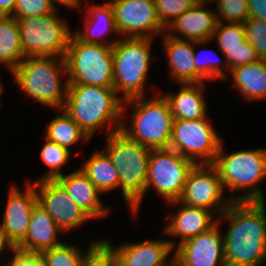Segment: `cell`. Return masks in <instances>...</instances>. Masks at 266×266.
I'll list each match as a JSON object with an SVG mask.
<instances>
[{"mask_svg": "<svg viewBox=\"0 0 266 266\" xmlns=\"http://www.w3.org/2000/svg\"><path fill=\"white\" fill-rule=\"evenodd\" d=\"M241 95L251 101L266 98V60L240 65L229 70Z\"/></svg>", "mask_w": 266, "mask_h": 266, "instance_id": "cell-25", "label": "cell"}, {"mask_svg": "<svg viewBox=\"0 0 266 266\" xmlns=\"http://www.w3.org/2000/svg\"><path fill=\"white\" fill-rule=\"evenodd\" d=\"M243 25L246 40L255 49L259 59L266 60V22L249 17Z\"/></svg>", "mask_w": 266, "mask_h": 266, "instance_id": "cell-35", "label": "cell"}, {"mask_svg": "<svg viewBox=\"0 0 266 266\" xmlns=\"http://www.w3.org/2000/svg\"><path fill=\"white\" fill-rule=\"evenodd\" d=\"M116 261L112 247L105 240H97L91 242L81 266H113Z\"/></svg>", "mask_w": 266, "mask_h": 266, "instance_id": "cell-34", "label": "cell"}, {"mask_svg": "<svg viewBox=\"0 0 266 266\" xmlns=\"http://www.w3.org/2000/svg\"><path fill=\"white\" fill-rule=\"evenodd\" d=\"M206 52V51H205ZM208 53L212 52L211 50L207 51ZM217 58V57H216ZM194 65H195V70L206 80V79H216V78H221L223 79H227V76L224 74L223 70L220 68L221 67V63H220V59H216L215 61L212 59H208L206 61V59L203 61L201 60L200 57V52L197 54L195 49H194ZM203 61V62H202ZM214 61V62H213Z\"/></svg>", "mask_w": 266, "mask_h": 266, "instance_id": "cell-38", "label": "cell"}, {"mask_svg": "<svg viewBox=\"0 0 266 266\" xmlns=\"http://www.w3.org/2000/svg\"><path fill=\"white\" fill-rule=\"evenodd\" d=\"M61 71L67 74L64 57L31 56L26 57L12 75L17 85L34 101L60 111L65 105L69 85L65 80L62 86Z\"/></svg>", "mask_w": 266, "mask_h": 266, "instance_id": "cell-4", "label": "cell"}, {"mask_svg": "<svg viewBox=\"0 0 266 266\" xmlns=\"http://www.w3.org/2000/svg\"><path fill=\"white\" fill-rule=\"evenodd\" d=\"M224 188L213 164H196L189 172L179 202L212 211L220 216L232 202L224 197ZM225 199V200H224Z\"/></svg>", "mask_w": 266, "mask_h": 266, "instance_id": "cell-12", "label": "cell"}, {"mask_svg": "<svg viewBox=\"0 0 266 266\" xmlns=\"http://www.w3.org/2000/svg\"><path fill=\"white\" fill-rule=\"evenodd\" d=\"M61 232L63 233L52 217L36 203L31 211L27 234L16 248L42 253L63 243L56 239Z\"/></svg>", "mask_w": 266, "mask_h": 266, "instance_id": "cell-21", "label": "cell"}, {"mask_svg": "<svg viewBox=\"0 0 266 266\" xmlns=\"http://www.w3.org/2000/svg\"><path fill=\"white\" fill-rule=\"evenodd\" d=\"M156 13L162 26L166 28L177 17L189 10L199 0H154Z\"/></svg>", "mask_w": 266, "mask_h": 266, "instance_id": "cell-33", "label": "cell"}, {"mask_svg": "<svg viewBox=\"0 0 266 266\" xmlns=\"http://www.w3.org/2000/svg\"><path fill=\"white\" fill-rule=\"evenodd\" d=\"M119 35L149 38L166 30L158 19L154 0L110 1Z\"/></svg>", "mask_w": 266, "mask_h": 266, "instance_id": "cell-13", "label": "cell"}, {"mask_svg": "<svg viewBox=\"0 0 266 266\" xmlns=\"http://www.w3.org/2000/svg\"><path fill=\"white\" fill-rule=\"evenodd\" d=\"M123 103L122 116L125 114L126 104H133L134 112L132 125L128 128L122 123L120 129L122 132L135 142L150 149L169 148L174 118L169 102L164 95L150 100L136 97L125 100Z\"/></svg>", "mask_w": 266, "mask_h": 266, "instance_id": "cell-6", "label": "cell"}, {"mask_svg": "<svg viewBox=\"0 0 266 266\" xmlns=\"http://www.w3.org/2000/svg\"><path fill=\"white\" fill-rule=\"evenodd\" d=\"M46 138L71 151L70 147L80 139L86 141L88 135L79 125L63 110L62 115H57L47 126Z\"/></svg>", "mask_w": 266, "mask_h": 266, "instance_id": "cell-28", "label": "cell"}, {"mask_svg": "<svg viewBox=\"0 0 266 266\" xmlns=\"http://www.w3.org/2000/svg\"><path fill=\"white\" fill-rule=\"evenodd\" d=\"M205 2V0H199L165 28L180 33L182 38L172 31L169 33L168 30L166 35L183 40L186 38V40L191 41L211 40L213 32L217 27L218 19L217 14L213 11L204 9Z\"/></svg>", "mask_w": 266, "mask_h": 266, "instance_id": "cell-19", "label": "cell"}, {"mask_svg": "<svg viewBox=\"0 0 266 266\" xmlns=\"http://www.w3.org/2000/svg\"><path fill=\"white\" fill-rule=\"evenodd\" d=\"M34 187L37 203L52 217L63 233L91 220L57 179L37 180Z\"/></svg>", "mask_w": 266, "mask_h": 266, "instance_id": "cell-14", "label": "cell"}, {"mask_svg": "<svg viewBox=\"0 0 266 266\" xmlns=\"http://www.w3.org/2000/svg\"><path fill=\"white\" fill-rule=\"evenodd\" d=\"M83 163L81 170L101 192H107L119 187L118 171L112 164L109 155L97 150Z\"/></svg>", "mask_w": 266, "mask_h": 266, "instance_id": "cell-27", "label": "cell"}, {"mask_svg": "<svg viewBox=\"0 0 266 266\" xmlns=\"http://www.w3.org/2000/svg\"><path fill=\"white\" fill-rule=\"evenodd\" d=\"M17 0H0V16H12Z\"/></svg>", "mask_w": 266, "mask_h": 266, "instance_id": "cell-41", "label": "cell"}, {"mask_svg": "<svg viewBox=\"0 0 266 266\" xmlns=\"http://www.w3.org/2000/svg\"><path fill=\"white\" fill-rule=\"evenodd\" d=\"M213 128L207 116L196 120L174 119L169 148L196 164H213L222 142ZM198 157L199 162L195 160Z\"/></svg>", "mask_w": 266, "mask_h": 266, "instance_id": "cell-10", "label": "cell"}, {"mask_svg": "<svg viewBox=\"0 0 266 266\" xmlns=\"http://www.w3.org/2000/svg\"><path fill=\"white\" fill-rule=\"evenodd\" d=\"M149 38H124L112 47L113 88L122 92L123 101L144 96V87L151 60Z\"/></svg>", "mask_w": 266, "mask_h": 266, "instance_id": "cell-8", "label": "cell"}, {"mask_svg": "<svg viewBox=\"0 0 266 266\" xmlns=\"http://www.w3.org/2000/svg\"><path fill=\"white\" fill-rule=\"evenodd\" d=\"M86 1L87 13L85 20V29L83 31H77L75 35L83 42L93 43V44H103L106 46H111L118 41L111 42L107 40L101 41L100 36L107 31L113 32L119 35L116 27L114 12L110 2L104 3L103 5H96L93 2L90 4L88 0ZM98 26V27H97ZM102 27V28H101ZM95 36V37H94ZM99 39H98V38Z\"/></svg>", "mask_w": 266, "mask_h": 266, "instance_id": "cell-23", "label": "cell"}, {"mask_svg": "<svg viewBox=\"0 0 266 266\" xmlns=\"http://www.w3.org/2000/svg\"><path fill=\"white\" fill-rule=\"evenodd\" d=\"M216 37V38H215ZM216 39L221 53L224 54L227 48H235L241 46L246 40L245 28L242 23L223 24L218 22L216 29L213 32L211 40Z\"/></svg>", "mask_w": 266, "mask_h": 266, "instance_id": "cell-30", "label": "cell"}, {"mask_svg": "<svg viewBox=\"0 0 266 266\" xmlns=\"http://www.w3.org/2000/svg\"><path fill=\"white\" fill-rule=\"evenodd\" d=\"M2 85H1V80H0V97H1V94H2Z\"/></svg>", "mask_w": 266, "mask_h": 266, "instance_id": "cell-44", "label": "cell"}, {"mask_svg": "<svg viewBox=\"0 0 266 266\" xmlns=\"http://www.w3.org/2000/svg\"><path fill=\"white\" fill-rule=\"evenodd\" d=\"M3 248L8 249V245L4 242L2 235L0 234V254L3 251Z\"/></svg>", "mask_w": 266, "mask_h": 266, "instance_id": "cell-43", "label": "cell"}, {"mask_svg": "<svg viewBox=\"0 0 266 266\" xmlns=\"http://www.w3.org/2000/svg\"><path fill=\"white\" fill-rule=\"evenodd\" d=\"M105 152L118 171L119 187L133 214L139 211L145 195L149 158L152 149L129 138L121 130L107 135Z\"/></svg>", "mask_w": 266, "mask_h": 266, "instance_id": "cell-3", "label": "cell"}, {"mask_svg": "<svg viewBox=\"0 0 266 266\" xmlns=\"http://www.w3.org/2000/svg\"><path fill=\"white\" fill-rule=\"evenodd\" d=\"M210 230L185 240L176 248V266H226L224 237L220 233V222Z\"/></svg>", "mask_w": 266, "mask_h": 266, "instance_id": "cell-15", "label": "cell"}, {"mask_svg": "<svg viewBox=\"0 0 266 266\" xmlns=\"http://www.w3.org/2000/svg\"><path fill=\"white\" fill-rule=\"evenodd\" d=\"M8 250L14 252L13 258L2 266H48L42 253L23 251L16 247H8Z\"/></svg>", "mask_w": 266, "mask_h": 266, "instance_id": "cell-39", "label": "cell"}, {"mask_svg": "<svg viewBox=\"0 0 266 266\" xmlns=\"http://www.w3.org/2000/svg\"><path fill=\"white\" fill-rule=\"evenodd\" d=\"M116 95L113 87L69 84L63 109L89 138L105 122L110 126L108 135L120 130L122 125L123 99Z\"/></svg>", "mask_w": 266, "mask_h": 266, "instance_id": "cell-2", "label": "cell"}, {"mask_svg": "<svg viewBox=\"0 0 266 266\" xmlns=\"http://www.w3.org/2000/svg\"><path fill=\"white\" fill-rule=\"evenodd\" d=\"M178 203L182 205H180L177 213L171 217L169 224L163 231L165 235L167 234L174 237L178 236L181 238L177 246L187 239L210 230L217 224L218 219L214 217V213L212 211L188 206L178 200L169 202V204L172 205Z\"/></svg>", "mask_w": 266, "mask_h": 266, "instance_id": "cell-20", "label": "cell"}, {"mask_svg": "<svg viewBox=\"0 0 266 266\" xmlns=\"http://www.w3.org/2000/svg\"><path fill=\"white\" fill-rule=\"evenodd\" d=\"M37 203L34 184H27L25 191L15 185L10 187L0 234L8 247H16L27 234L31 211Z\"/></svg>", "mask_w": 266, "mask_h": 266, "instance_id": "cell-16", "label": "cell"}, {"mask_svg": "<svg viewBox=\"0 0 266 266\" xmlns=\"http://www.w3.org/2000/svg\"><path fill=\"white\" fill-rule=\"evenodd\" d=\"M57 180L64 186L70 198L91 219L102 218L108 214L101 202V192L91 182L87 175L81 170L62 175Z\"/></svg>", "mask_w": 266, "mask_h": 266, "instance_id": "cell-22", "label": "cell"}, {"mask_svg": "<svg viewBox=\"0 0 266 266\" xmlns=\"http://www.w3.org/2000/svg\"><path fill=\"white\" fill-rule=\"evenodd\" d=\"M51 4L56 8L55 3H58L59 5H63L66 7H72L74 9H78L80 5L82 4L80 0H50Z\"/></svg>", "mask_w": 266, "mask_h": 266, "instance_id": "cell-42", "label": "cell"}, {"mask_svg": "<svg viewBox=\"0 0 266 266\" xmlns=\"http://www.w3.org/2000/svg\"><path fill=\"white\" fill-rule=\"evenodd\" d=\"M265 201H232L217 218L229 221L226 266H260L266 260Z\"/></svg>", "mask_w": 266, "mask_h": 266, "instance_id": "cell-1", "label": "cell"}, {"mask_svg": "<svg viewBox=\"0 0 266 266\" xmlns=\"http://www.w3.org/2000/svg\"><path fill=\"white\" fill-rule=\"evenodd\" d=\"M196 165L176 150L152 149L148 164L145 193L149 187L169 203L177 201L184 189L187 176Z\"/></svg>", "mask_w": 266, "mask_h": 266, "instance_id": "cell-11", "label": "cell"}, {"mask_svg": "<svg viewBox=\"0 0 266 266\" xmlns=\"http://www.w3.org/2000/svg\"><path fill=\"white\" fill-rule=\"evenodd\" d=\"M113 249L116 260L122 266H173L174 256L171 263H165L167 257L175 248L174 241L167 240H144L139 243H126L120 247H113L111 241L105 240Z\"/></svg>", "mask_w": 266, "mask_h": 266, "instance_id": "cell-17", "label": "cell"}, {"mask_svg": "<svg viewBox=\"0 0 266 266\" xmlns=\"http://www.w3.org/2000/svg\"><path fill=\"white\" fill-rule=\"evenodd\" d=\"M249 17L266 22V0H248Z\"/></svg>", "mask_w": 266, "mask_h": 266, "instance_id": "cell-40", "label": "cell"}, {"mask_svg": "<svg viewBox=\"0 0 266 266\" xmlns=\"http://www.w3.org/2000/svg\"><path fill=\"white\" fill-rule=\"evenodd\" d=\"M64 58L69 84L113 87L111 46L86 43L72 33Z\"/></svg>", "mask_w": 266, "mask_h": 266, "instance_id": "cell-7", "label": "cell"}, {"mask_svg": "<svg viewBox=\"0 0 266 266\" xmlns=\"http://www.w3.org/2000/svg\"><path fill=\"white\" fill-rule=\"evenodd\" d=\"M50 0H17L13 17L16 19L26 17H40L56 10Z\"/></svg>", "mask_w": 266, "mask_h": 266, "instance_id": "cell-36", "label": "cell"}, {"mask_svg": "<svg viewBox=\"0 0 266 266\" xmlns=\"http://www.w3.org/2000/svg\"><path fill=\"white\" fill-rule=\"evenodd\" d=\"M24 59L17 19L13 16H0V63L7 65L12 73Z\"/></svg>", "mask_w": 266, "mask_h": 266, "instance_id": "cell-26", "label": "cell"}, {"mask_svg": "<svg viewBox=\"0 0 266 266\" xmlns=\"http://www.w3.org/2000/svg\"><path fill=\"white\" fill-rule=\"evenodd\" d=\"M163 46L165 47L170 76L180 84L204 83L205 79L195 70L194 46L203 45L207 41H191L169 37L163 34Z\"/></svg>", "mask_w": 266, "mask_h": 266, "instance_id": "cell-18", "label": "cell"}, {"mask_svg": "<svg viewBox=\"0 0 266 266\" xmlns=\"http://www.w3.org/2000/svg\"><path fill=\"white\" fill-rule=\"evenodd\" d=\"M71 155V151L46 138V142L40 152V158L49 171L39 180L57 179L62 176L63 173L60 169L63 165H66Z\"/></svg>", "mask_w": 266, "mask_h": 266, "instance_id": "cell-29", "label": "cell"}, {"mask_svg": "<svg viewBox=\"0 0 266 266\" xmlns=\"http://www.w3.org/2000/svg\"><path fill=\"white\" fill-rule=\"evenodd\" d=\"M48 266H81L82 252L74 245L62 243L42 252Z\"/></svg>", "mask_w": 266, "mask_h": 266, "instance_id": "cell-31", "label": "cell"}, {"mask_svg": "<svg viewBox=\"0 0 266 266\" xmlns=\"http://www.w3.org/2000/svg\"><path fill=\"white\" fill-rule=\"evenodd\" d=\"M56 11L40 17L17 19L25 58L65 56L72 32Z\"/></svg>", "mask_w": 266, "mask_h": 266, "instance_id": "cell-9", "label": "cell"}, {"mask_svg": "<svg viewBox=\"0 0 266 266\" xmlns=\"http://www.w3.org/2000/svg\"><path fill=\"white\" fill-rule=\"evenodd\" d=\"M223 55L225 56L226 61L224 62L227 70L259 60L255 49L248 40L241 43L239 47L227 48V51Z\"/></svg>", "mask_w": 266, "mask_h": 266, "instance_id": "cell-37", "label": "cell"}, {"mask_svg": "<svg viewBox=\"0 0 266 266\" xmlns=\"http://www.w3.org/2000/svg\"><path fill=\"white\" fill-rule=\"evenodd\" d=\"M210 1L217 2L218 22L243 24L249 18L248 0H207L206 3Z\"/></svg>", "mask_w": 266, "mask_h": 266, "instance_id": "cell-32", "label": "cell"}, {"mask_svg": "<svg viewBox=\"0 0 266 266\" xmlns=\"http://www.w3.org/2000/svg\"><path fill=\"white\" fill-rule=\"evenodd\" d=\"M176 94H163L168 100L174 119L196 120L206 117L207 105L203 94L204 83L182 84Z\"/></svg>", "mask_w": 266, "mask_h": 266, "instance_id": "cell-24", "label": "cell"}, {"mask_svg": "<svg viewBox=\"0 0 266 266\" xmlns=\"http://www.w3.org/2000/svg\"><path fill=\"white\" fill-rule=\"evenodd\" d=\"M223 140L213 165L217 168L223 188L230 192L248 189L246 194L229 197L231 201H264L260 183L266 177V149L235 151L223 154Z\"/></svg>", "mask_w": 266, "mask_h": 266, "instance_id": "cell-5", "label": "cell"}, {"mask_svg": "<svg viewBox=\"0 0 266 266\" xmlns=\"http://www.w3.org/2000/svg\"><path fill=\"white\" fill-rule=\"evenodd\" d=\"M113 266H122V265L116 261V262L113 264Z\"/></svg>", "mask_w": 266, "mask_h": 266, "instance_id": "cell-45", "label": "cell"}]
</instances>
